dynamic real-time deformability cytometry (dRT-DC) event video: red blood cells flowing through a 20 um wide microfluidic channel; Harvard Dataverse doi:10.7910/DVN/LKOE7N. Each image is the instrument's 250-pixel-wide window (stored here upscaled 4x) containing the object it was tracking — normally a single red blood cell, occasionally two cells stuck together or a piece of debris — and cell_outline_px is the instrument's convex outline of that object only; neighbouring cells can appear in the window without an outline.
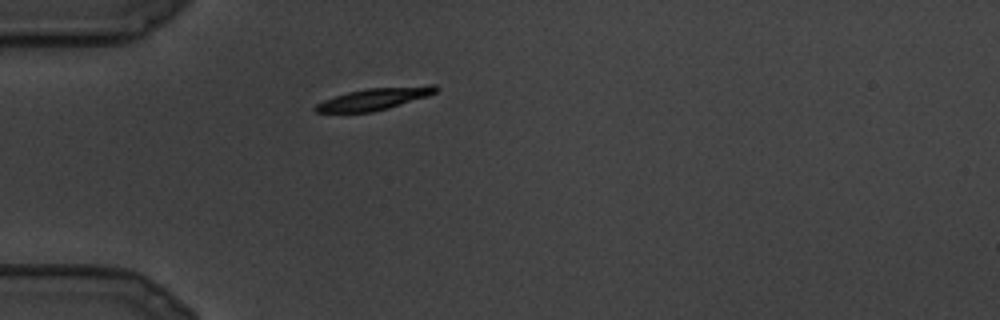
{"species": "common noctule bat (a hibernating species)", "species_latin": "Nyctalus noctula", "temperature_condition": "cold", "stored_images_in_passage": 7, "camera_frame_rate_fps": 3000, "um_per_image_px": 0.085, "animal": {"sex": "male", "body_mass_g": 19.5, "forearm_length_mm": 54.6}, "frame": {"image": 1, "passage_image": 1, "time_ms": 0.0, "image_size_px": [1000, 320], "cell_outline_px": [[440, 88], [436, 92], [428, 96], [388, 108], [372, 112], [316, 112], [312, 108], [316, 104], [324, 100], [348, 92], [368, 88], [428, 84], [436, 84]], "centroid_in_image_um": [31.89, 8.38], "position_along_channel_um": 53.1, "area_um2": 15.49}}
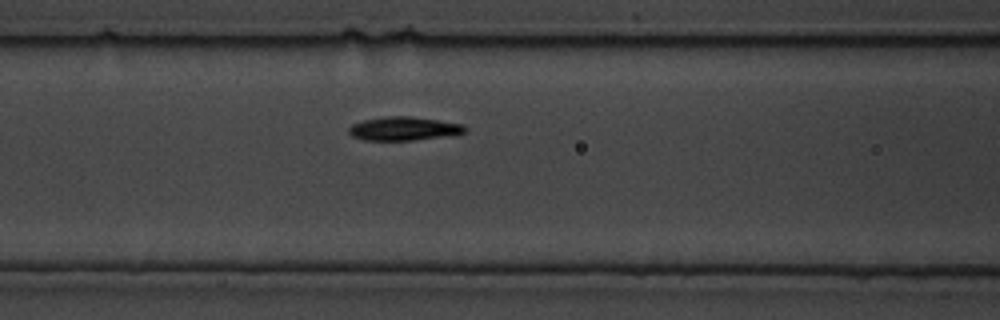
{"frame": {"image": 2, "passage_image": 5, "time_ms": 1.333, "image_size_px": [1000, 320], "cell_outline_px": [[468, 128], [464, 132], [452, 136], [412, 140], [364, 140], [352, 136], [348, 132], [348, 128], [352, 124], [364, 120], [384, 116], [408, 116], [464, 124]], "centroid_in_image_um": [34.34, 10.94], "position_along_channel_um": 132.3, "area_um2": 16.07}}
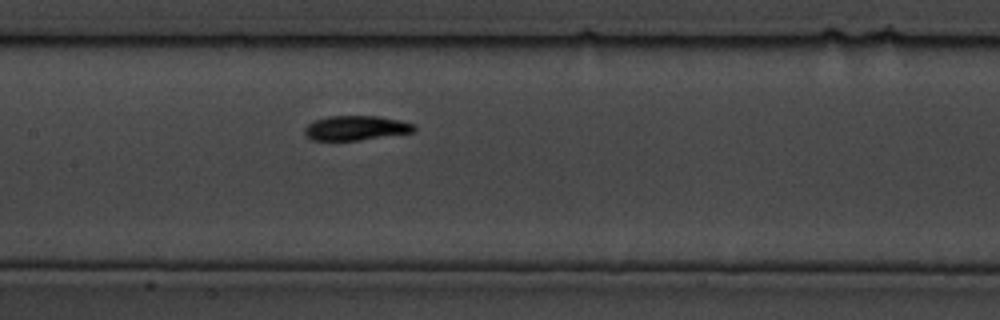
{"frame": {"image": 3, "passage_image": 7, "time_ms": 2.0, "image_size_px": [1000, 320], "cell_outline_px": [[416, 128], [412, 132], [356, 140], [312, 140], [304, 132], [304, 128], [312, 120], [328, 116], [376, 116], [416, 124]], "centroid_in_image_um": [30.2, 10.87], "position_along_channel_um": 177.2, "area_um2": 15.43}}